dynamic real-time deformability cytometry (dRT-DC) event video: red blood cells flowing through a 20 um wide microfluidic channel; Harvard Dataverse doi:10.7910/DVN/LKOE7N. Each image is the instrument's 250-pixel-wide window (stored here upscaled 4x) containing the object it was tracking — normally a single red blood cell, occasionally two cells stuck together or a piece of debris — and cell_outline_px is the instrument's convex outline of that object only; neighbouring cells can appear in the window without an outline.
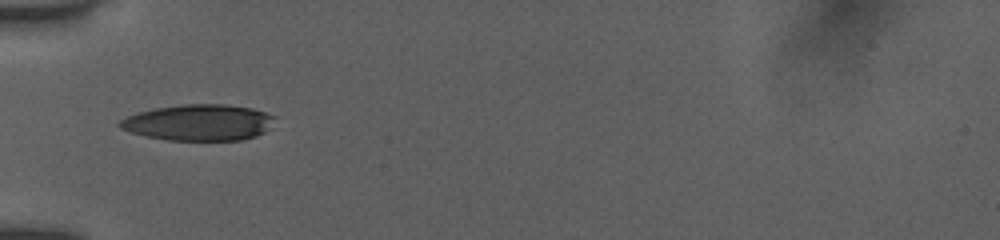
{"species": "human", "species_latin": "Homo sapiens", "temperature_condition": "room temperature", "stored_images_in_passage": 16, "camera_frame_rate_fps": 3000, "um_per_image_px": 0.085, "donor": {"sex": "female"}, "frame": {"image": 1, "passage_image": 1, "time_ms": 0.0, "image_size_px": [1000, 240], "cell_outline_px": [[276, 116], [264, 132], [256, 136], [240, 140], [168, 140], [148, 136], [132, 132], [120, 128], [116, 124], [120, 120], [136, 112], [156, 108], [180, 104], [224, 104], [252, 108]], "centroid_in_image_um": [16.87, 10.4], "position_along_channel_um": 68.1, "area_um2": 32.48}}
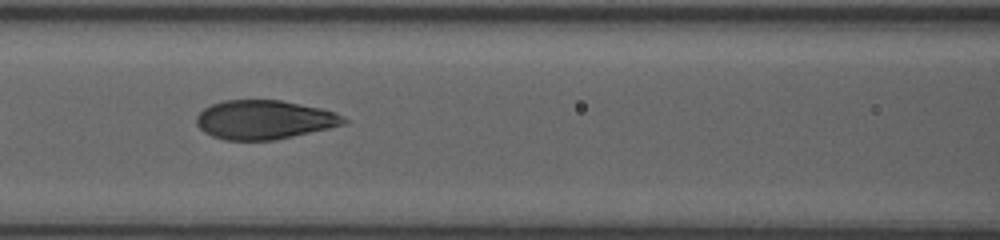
{"frame": {"image": 2, "passage_image": 7, "time_ms": 2.0, "image_size_px": [1000, 240], "cell_outline_px": [[348, 120], [344, 124], [328, 128], [276, 140], [224, 140], [212, 136], [204, 132], [196, 124], [196, 116], [204, 108], [212, 104], [224, 100], [280, 100], [320, 108], [332, 112]], "centroid_in_image_um": [22.41, 10.18], "position_along_channel_um": 144.2, "area_um2": 33.23}}
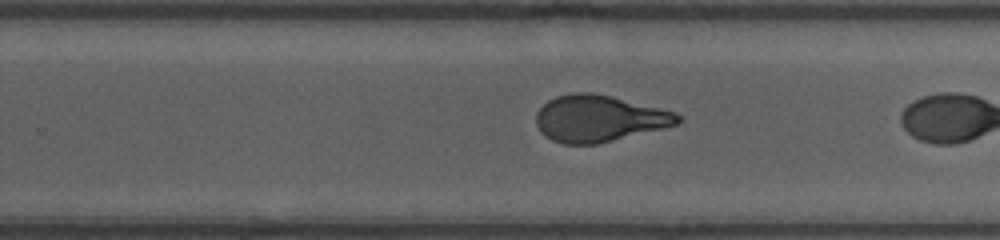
{"frame": {"image": 3, "passage_image": 15, "time_ms": 4.667, "image_size_px": [1000, 240], "cell_outline_px": [[684, 120], [676, 124], [596, 144], [564, 144], [552, 140], [540, 132], [536, 124], [536, 112], [548, 100], [556, 96], [572, 92], [592, 92], [612, 96], [676, 112], [684, 116]], "centroid_in_image_um": [50.9, 10.05], "position_along_channel_um": 278.9, "area_um2": 38.32}}